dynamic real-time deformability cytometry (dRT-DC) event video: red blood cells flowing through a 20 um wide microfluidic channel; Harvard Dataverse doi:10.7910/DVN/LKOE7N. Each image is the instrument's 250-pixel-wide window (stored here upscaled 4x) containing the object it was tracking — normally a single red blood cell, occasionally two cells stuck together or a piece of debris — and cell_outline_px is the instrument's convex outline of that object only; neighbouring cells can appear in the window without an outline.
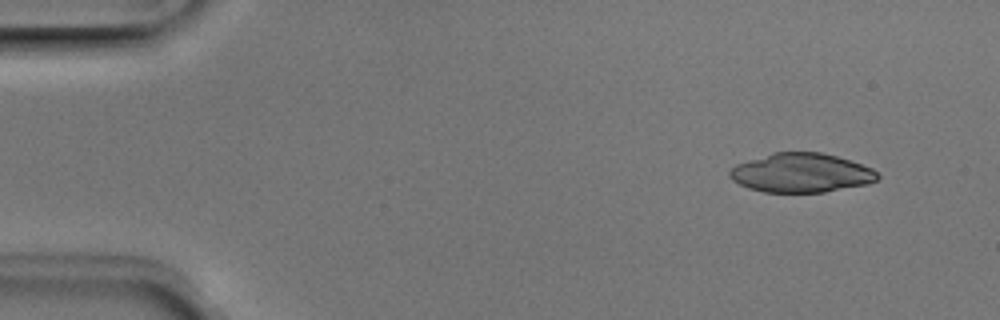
{"species": "Egyptian fruit bat (a non-hibernating species)", "species_latin": "Rousettus aegyptiacus", "temperature_condition": "room temperature", "stored_images_in_passage": 4, "camera_frame_rate_fps": 3000, "um_per_image_px": 0.085, "animal": {"sex": "male"}, "frame": {"image": 1, "passage_image": 1, "time_ms": 0.0, "image_size_px": [1000, 320], "cell_outline_px": [[880, 176], [876, 180], [864, 184], [824, 192], [764, 192], [748, 188], [732, 180], [728, 176], [728, 172], [736, 164], [772, 152], [820, 152], [836, 156], [872, 168]], "centroid_in_image_um": [68.05, 14.69], "position_along_channel_um": 17.0, "area_um2": 33.47}}